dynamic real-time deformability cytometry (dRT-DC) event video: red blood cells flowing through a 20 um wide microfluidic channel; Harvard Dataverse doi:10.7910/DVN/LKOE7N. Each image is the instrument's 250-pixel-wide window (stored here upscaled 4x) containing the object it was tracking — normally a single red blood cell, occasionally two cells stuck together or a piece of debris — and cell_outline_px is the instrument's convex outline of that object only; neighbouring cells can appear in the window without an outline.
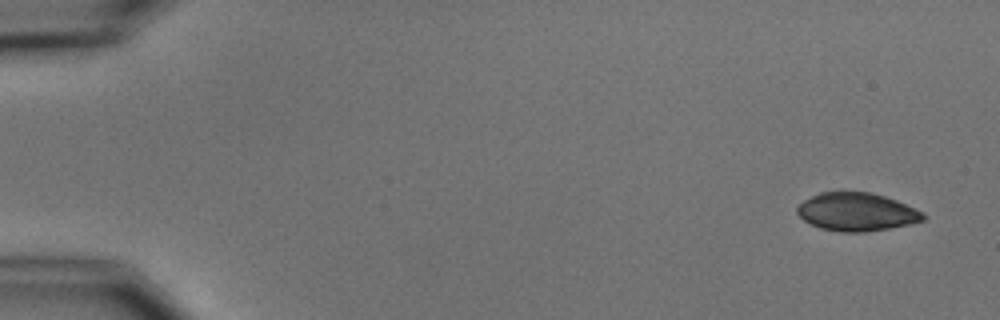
{"species": "common noctule bat (a hibernating species)", "species_latin": "Nyctalus noctula", "temperature_condition": "cold", "stored_images_in_passage": 4, "camera_frame_rate_fps": 3000, "um_per_image_px": 0.085, "animal": {"sex": "male", "body_mass_g": 15.6}, "frame": {"image": 1, "passage_image": 1, "time_ms": 0.0, "image_size_px": [1000, 320], "cell_outline_px": [[924, 220], [908, 224], [888, 228], [864, 232], [840, 232], [820, 228], [804, 220], [796, 212], [796, 208], [804, 200], [820, 192], [868, 192], [884, 196], [896, 200], [924, 212]], "centroid_in_image_um": [72.8, 18.01], "position_along_channel_um": 12.2, "area_um2": 27.74}}
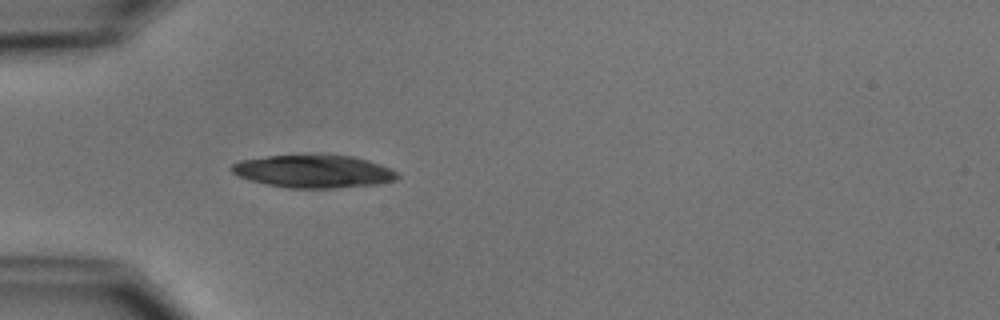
{"frame": {"image": 2, "passage_image": 4, "time_ms": 4.667, "image_size_px": [1000, 320], "cell_outline_px": [[400, 176], [396, 180], [380, 184], [332, 188], [288, 188], [268, 184], [252, 180], [240, 176], [232, 172], [228, 168], [232, 164], [240, 160], [268, 156], [316, 152], [320, 152], [352, 156], [368, 160], [392, 168]], "centroid_in_image_um": [26.69, 14.52], "position_along_channel_um": 58.3, "area_um2": 32.6}}